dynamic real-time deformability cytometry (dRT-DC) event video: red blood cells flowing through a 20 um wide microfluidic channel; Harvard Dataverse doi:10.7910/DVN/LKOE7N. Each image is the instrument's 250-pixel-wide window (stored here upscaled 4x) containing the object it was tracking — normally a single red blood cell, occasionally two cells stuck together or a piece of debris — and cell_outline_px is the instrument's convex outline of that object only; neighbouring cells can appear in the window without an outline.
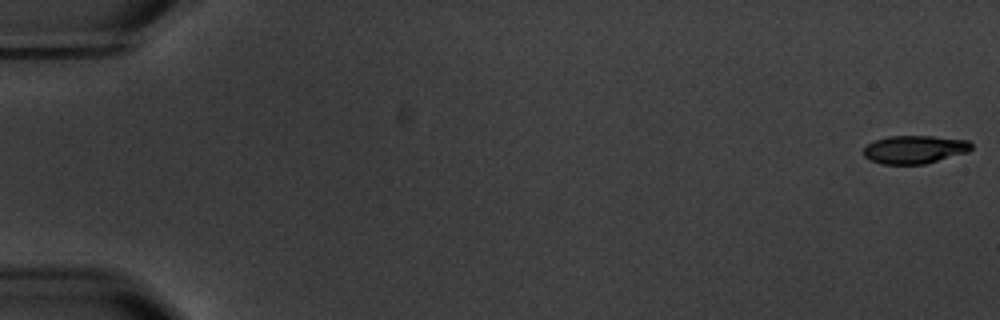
{"species": "common noctule bat (a hibernating species)", "species_latin": "Nyctalus noctula", "temperature_condition": "warm", "stored_images_in_passage": 2, "segment_of_instrument_passage": [2, 2], "camera_frame_rate_fps": 3000, "um_per_image_px": 0.085, "animal": {"sex": "male", "body_mass_g": 20.1, "forearm_length_mm": 53.5}, "frame": {"image": 1, "passage_image": 2, "time_ms": 2.0, "image_size_px": [1000, 320], "cell_outline_px": [[972, 148], [968, 152], [924, 164], [880, 164], [868, 160], [864, 156], [864, 148], [868, 144], [876, 140], [888, 136], [932, 136], [968, 140], [972, 144]], "centroid_in_image_um": [77.73, 12.71], "position_along_channel_um": 7.3, "area_um2": 17.69}}